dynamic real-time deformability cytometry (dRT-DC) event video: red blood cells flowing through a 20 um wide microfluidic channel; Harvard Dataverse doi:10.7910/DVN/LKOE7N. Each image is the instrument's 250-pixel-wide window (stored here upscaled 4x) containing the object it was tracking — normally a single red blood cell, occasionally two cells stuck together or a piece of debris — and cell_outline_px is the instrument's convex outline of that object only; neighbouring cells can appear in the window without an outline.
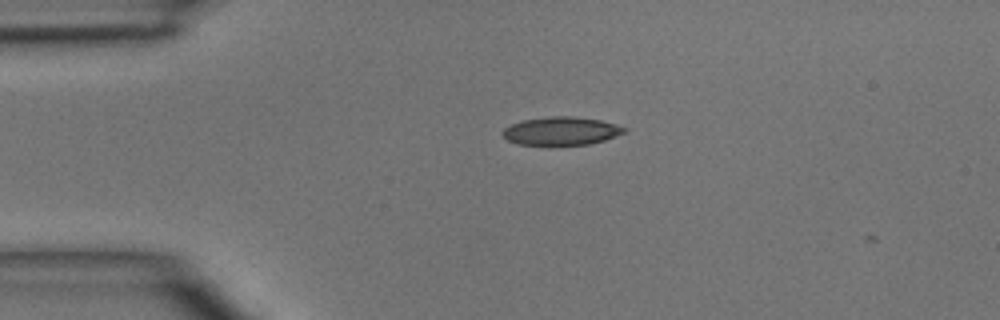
{"species": "common noctule bat (a hibernating species)", "species_latin": "Nyctalus noctula", "temperature_condition": "room temperature", "stored_images_in_passage": 2, "camera_frame_rate_fps": 3000, "um_per_image_px": 0.085, "animal": {"sex": "male", "body_mass_g": 15.6}, "frame": {"image": 1, "passage_image": 2, "time_ms": 1.0, "image_size_px": [1000, 320], "cell_outline_px": [[628, 128], [624, 132], [604, 140], [588, 144], [520, 144], [508, 140], [504, 136], [504, 128], [512, 124], [524, 120], [548, 116], [572, 116], [600, 120], [616, 124]], "centroid_in_image_um": [47.73, 11.11], "position_along_channel_um": 37.3, "area_um2": 19.54}}